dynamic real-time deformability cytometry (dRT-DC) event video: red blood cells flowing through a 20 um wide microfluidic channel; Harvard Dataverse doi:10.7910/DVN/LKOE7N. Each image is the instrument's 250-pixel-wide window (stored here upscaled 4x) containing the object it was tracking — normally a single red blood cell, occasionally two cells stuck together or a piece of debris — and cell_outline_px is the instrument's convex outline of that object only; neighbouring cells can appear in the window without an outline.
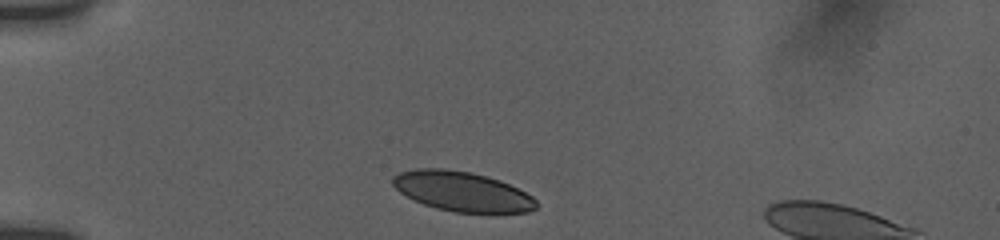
{"species": "human", "species_latin": "Homo sapiens", "temperature_condition": "room temperature", "stored_images_in_passage": 13, "camera_frame_rate_fps": 3000, "um_per_image_px": 0.085, "donor": {"sex": "female"}, "frame": {"image": 1, "passage_image": 2, "time_ms": 0.333, "image_size_px": [1000, 240], "cell_outline_px": [[536, 208], [528, 212], [456, 212], [436, 208], [412, 200], [400, 192], [392, 184], [392, 176], [400, 172], [416, 168], [444, 168], [472, 172], [488, 176], [500, 180], [532, 196], [536, 200]], "centroid_in_image_um": [39.24, 16.25], "position_along_channel_um": 45.8, "area_um2": 33.18}}
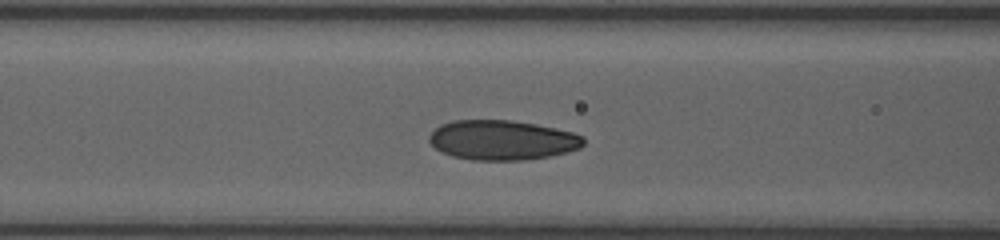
{"frame": {"image": 2, "passage_image": 11, "time_ms": 3.333, "image_size_px": [1000, 240], "cell_outline_px": [[584, 144], [580, 148], [568, 152], [548, 156], [524, 160], [472, 160], [452, 156], [440, 152], [428, 140], [428, 136], [440, 124], [452, 120], [512, 120], [536, 124], [556, 128], [572, 132], [584, 136]], "centroid_in_image_um": [42.68, 11.9], "position_along_channel_um": 123.9, "area_um2": 35.95}}
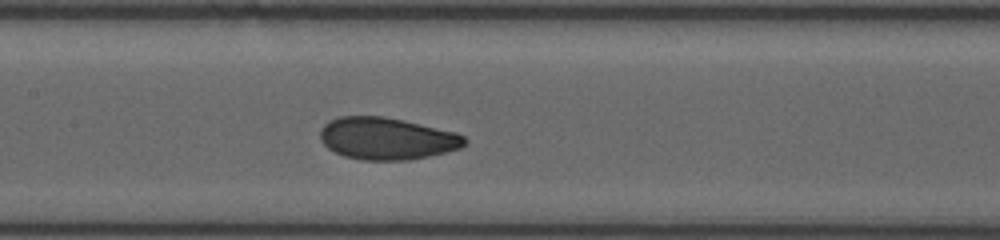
{"frame": {"image": 3, "passage_image": 13, "time_ms": 4.667, "image_size_px": [1000, 240], "cell_outline_px": [[468, 144], [460, 148], [428, 156], [408, 160], [364, 160], [344, 156], [328, 148], [320, 140], [320, 128], [324, 124], [340, 116], [384, 116], [404, 120], [456, 132], [464, 136], [468, 140]], "centroid_in_image_um": [32.89, 11.77], "position_along_channel_um": 174.5, "area_um2": 35.49}}